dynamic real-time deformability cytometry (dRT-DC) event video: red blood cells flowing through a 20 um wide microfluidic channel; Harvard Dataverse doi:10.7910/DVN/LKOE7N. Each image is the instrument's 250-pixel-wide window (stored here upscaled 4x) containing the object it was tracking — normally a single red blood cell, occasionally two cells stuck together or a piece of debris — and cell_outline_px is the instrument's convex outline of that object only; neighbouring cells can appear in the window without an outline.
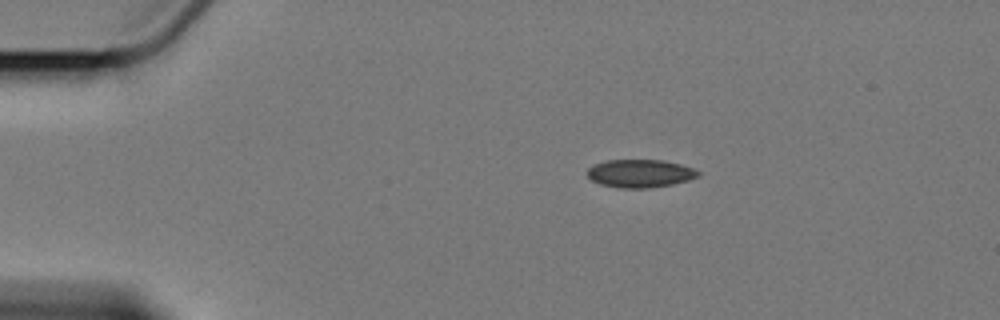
{"species": "Egyptian fruit bat (a non-hibernating species)", "species_latin": "Rousettus aegyptiacus", "temperature_condition": "cold", "stored_images_in_passage": 3, "camera_frame_rate_fps": 3000, "um_per_image_px": 0.085, "animal": {"sex": "female"}, "frame": {"image": 1, "passage_image": 1, "time_ms": 0.0, "image_size_px": [1000, 320], "cell_outline_px": [[700, 176], [688, 180], [672, 184], [648, 188], [620, 188], [600, 184], [592, 180], [588, 176], [588, 168], [604, 160], [664, 160], [680, 164], [692, 168], [700, 172]], "centroid_in_image_um": [54.41, 14.74], "position_along_channel_um": 30.6, "area_um2": 18.03}}
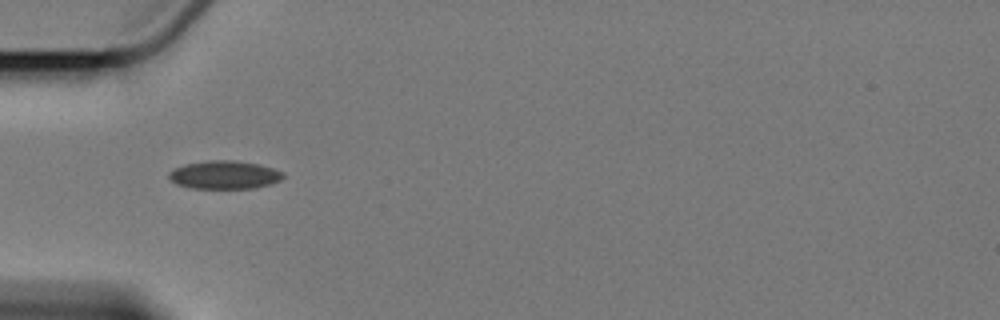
{"frame": {"image": 2, "passage_image": 3, "time_ms": 2.667, "image_size_px": [1000, 320], "cell_outline_px": [[284, 176], [280, 180], [268, 184], [252, 188], [192, 188], [176, 184], [168, 176], [168, 172], [184, 164], [208, 160], [232, 160], [260, 164], [284, 172]], "centroid_in_image_um": [19.07, 14.85], "position_along_channel_um": 65.9, "area_um2": 18.67}}